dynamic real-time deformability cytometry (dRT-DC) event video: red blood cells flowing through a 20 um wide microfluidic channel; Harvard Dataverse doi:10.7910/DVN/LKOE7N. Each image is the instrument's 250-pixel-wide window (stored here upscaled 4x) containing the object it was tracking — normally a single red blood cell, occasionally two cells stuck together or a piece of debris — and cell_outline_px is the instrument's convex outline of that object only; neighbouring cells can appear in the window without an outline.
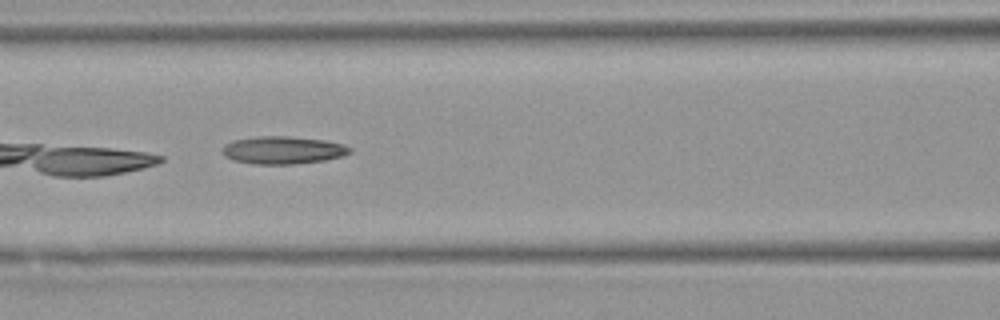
{"species": "Egyptian fruit bat (a non-hibernating species)", "species_latin": "Rousettus aegyptiacus", "temperature_condition": "warm", "stored_images_in_passage": 6, "camera_frame_rate_fps": 3000, "um_per_image_px": 0.085, "animal": {"sex": "female"}, "frame": {"image": 1, "passage_image": 4, "time_ms": 3.667, "image_size_px": [1000, 320], "cell_outline_px": [[352, 152], [344, 156], [324, 160], [292, 164], [252, 164], [236, 160], [224, 156], [224, 144], [232, 140], [256, 136], [288, 136], [324, 140], [344, 144], [352, 148]], "centroid_in_image_um": [24.08, 12.75], "position_along_channel_um": 142.5, "area_um2": 20.58}}
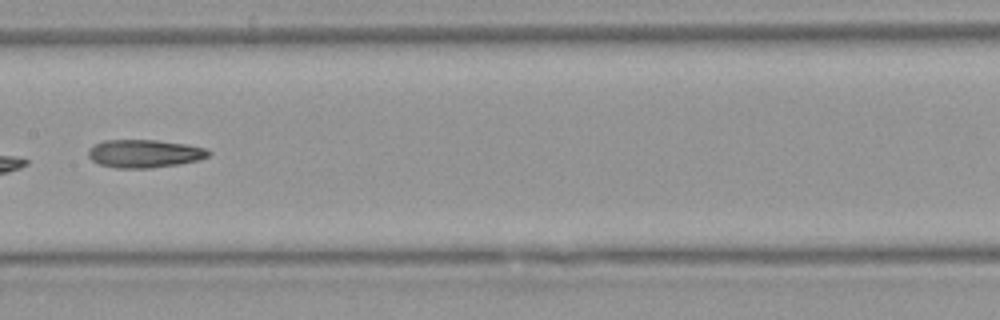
{"frame": {"image": 2, "passage_image": 5, "time_ms": 5.0, "image_size_px": [1000, 320], "cell_outline_px": [[212, 152], [208, 156], [196, 160], [176, 164], [148, 168], [116, 168], [100, 164], [92, 160], [88, 156], [88, 148], [92, 144], [104, 140], [156, 140], [188, 144], [208, 148]], "centroid_in_image_um": [12.25, 13.04], "position_along_channel_um": 195.1, "area_um2": 19.71}}
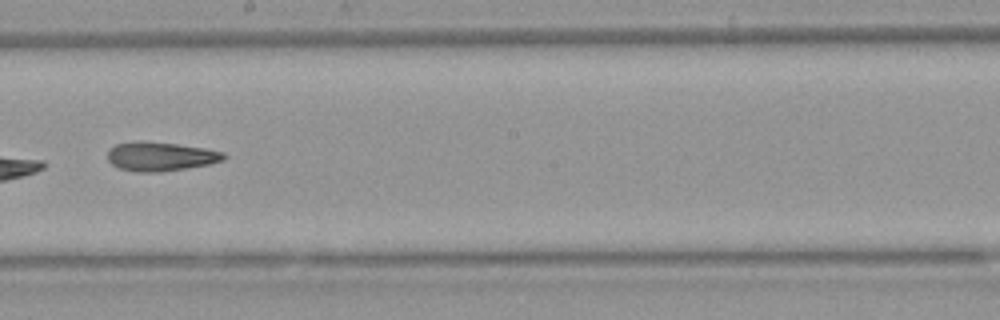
{"frame": {"image": 3, "passage_image": 6, "time_ms": 6.0, "image_size_px": [1000, 320], "cell_outline_px": [[228, 156], [224, 160], [208, 164], [184, 168], [156, 172], [140, 172], [120, 168], [112, 164], [108, 160], [108, 148], [116, 144], [136, 140], [144, 140], [176, 144], [204, 148], [224, 152]], "centroid_in_image_um": [13.62, 13.27], "position_along_channel_um": 234.6, "area_um2": 19.65}}